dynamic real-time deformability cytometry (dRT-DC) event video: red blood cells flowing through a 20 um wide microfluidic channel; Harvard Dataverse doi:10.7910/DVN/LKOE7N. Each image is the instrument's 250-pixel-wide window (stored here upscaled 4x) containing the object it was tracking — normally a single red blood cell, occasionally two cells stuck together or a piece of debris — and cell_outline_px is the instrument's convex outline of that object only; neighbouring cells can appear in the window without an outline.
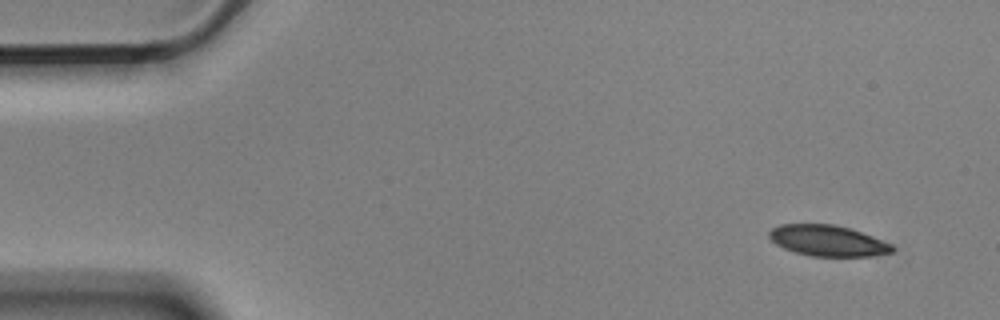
{"species": "Egyptian fruit bat (a non-hibernating species)", "species_latin": "Rousettus aegyptiacus", "temperature_condition": "cold", "stored_images_in_passage": 4, "camera_frame_rate_fps": 3000, "um_per_image_px": 0.085, "animal": {"sex": "male"}, "frame": {"image": 1, "passage_image": 1, "time_ms": 0.0, "image_size_px": [1000, 320], "cell_outline_px": [[896, 248], [892, 252], [872, 256], [812, 256], [796, 252], [784, 248], [776, 244], [768, 236], [768, 232], [772, 228], [780, 224], [832, 224], [852, 228], [892, 244]], "centroid_in_image_um": [70.37, 20.45], "position_along_channel_um": 14.6, "area_um2": 22.2}}
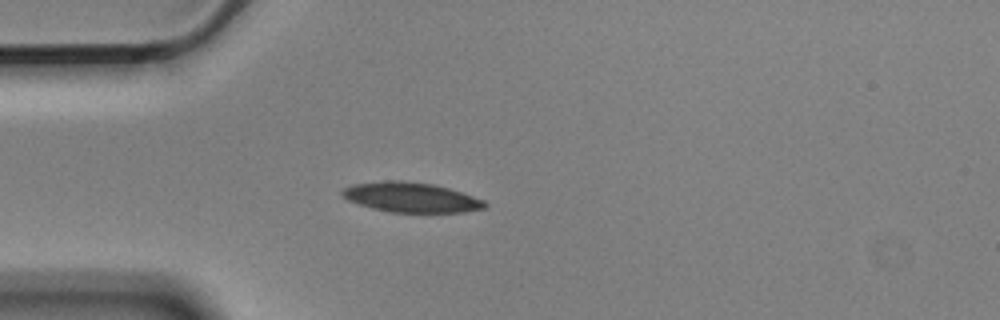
{"frame": {"image": 2, "passage_image": 4, "time_ms": 1.0, "image_size_px": [1000, 320], "cell_outline_px": [[488, 204], [484, 208], [464, 212], [388, 212], [372, 208], [348, 200], [340, 196], [340, 192], [344, 188], [352, 184], [384, 180], [400, 180], [432, 184], [448, 188], [484, 200]], "centroid_in_image_um": [34.89, 16.77], "position_along_channel_um": 50.1, "area_um2": 24.8}}